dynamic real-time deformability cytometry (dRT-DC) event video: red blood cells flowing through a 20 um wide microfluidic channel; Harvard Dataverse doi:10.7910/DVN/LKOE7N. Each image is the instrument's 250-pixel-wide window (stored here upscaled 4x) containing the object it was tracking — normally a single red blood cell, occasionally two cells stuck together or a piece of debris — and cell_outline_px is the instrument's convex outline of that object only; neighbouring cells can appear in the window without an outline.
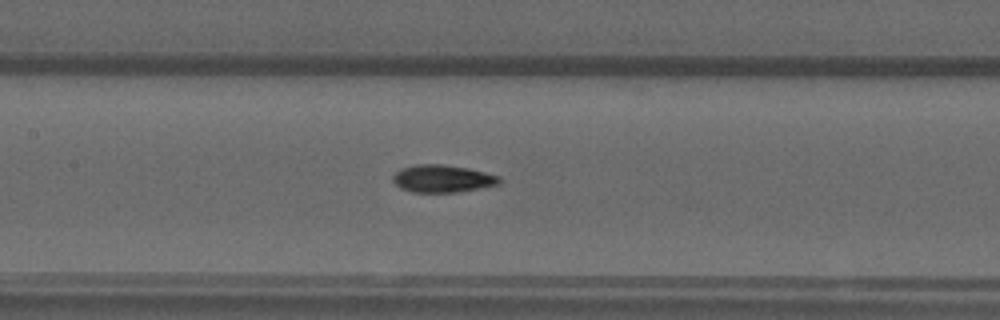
{"species": "common noctule bat (a hibernating species)", "species_latin": "Nyctalus noctula", "temperature_condition": "warm", "stored_images_in_passage": 44, "camera_frame_rate_fps": 3000, "um_per_image_px": 0.085, "animal": {"sex": "male", "forearm_length_mm": 52.5}, "frame": {"image": 1, "passage_image": 24, "time_ms": 7.667, "image_size_px": [1000, 320], "cell_outline_px": [[500, 184], [456, 192], [412, 192], [400, 188], [392, 180], [392, 176], [400, 168], [416, 164], [440, 164], [468, 168], [500, 176]], "centroid_in_image_um": [37.58, 15.18], "position_along_channel_um": 169.8, "area_um2": 16.99}}
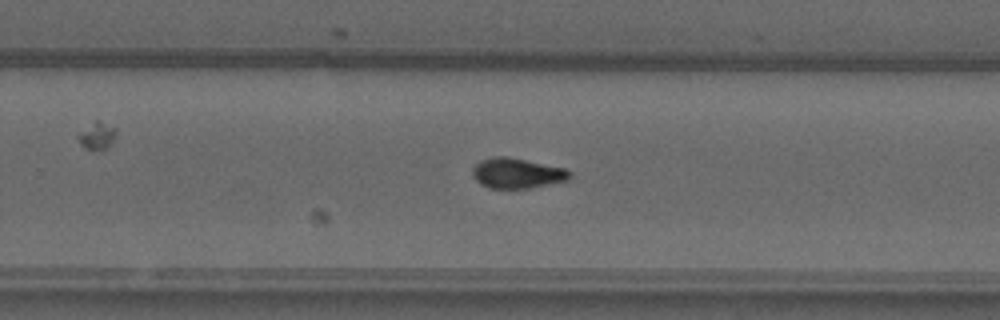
{"frame": {"image": 2, "passage_image": 33, "time_ms": 10.667, "image_size_px": [1000, 320], "cell_outline_px": [[572, 176], [568, 180], [532, 188], [488, 188], [480, 184], [472, 176], [472, 168], [480, 160], [492, 156], [508, 156], [564, 168], [572, 172]], "centroid_in_image_um": [43.93, 14.72], "position_along_channel_um": 285.9, "area_um2": 17.34}}
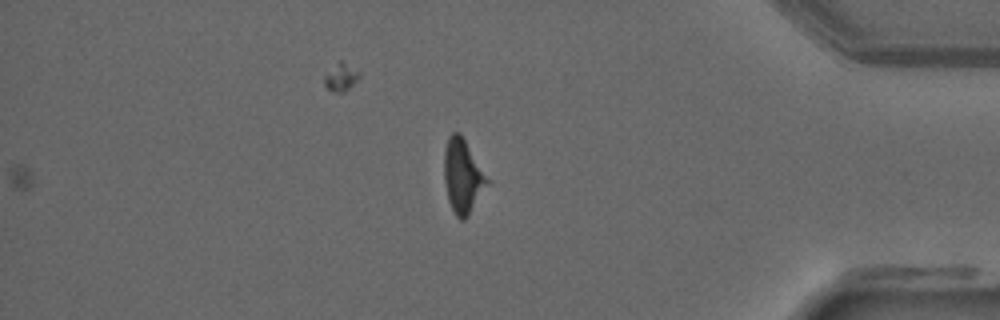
{"frame": {"image": 3, "passage_image": 44, "time_ms": 14.333, "image_size_px": [1000, 320], "cell_outline_px": [[488, 184], [468, 216], [464, 220], [460, 220], [456, 216], [448, 200], [444, 180], [444, 152], [448, 136], [452, 132], [460, 132], [488, 180]], "centroid_in_image_um": [39.29, 14.98], "position_along_channel_um": 395.9, "area_um2": 18.15}, "authors_computed_cell_mechanics": {"area_um2": 16.9354, "velocity_mm_per_s": 3.8978, "shape_relaxation_time_tau1_ms": 5.0388, "shape_relaxation_time_tau2_ms": 3.5614, "deformation_change_tau1": 0.1708, "deformation_change_tau2": 0.0706}}